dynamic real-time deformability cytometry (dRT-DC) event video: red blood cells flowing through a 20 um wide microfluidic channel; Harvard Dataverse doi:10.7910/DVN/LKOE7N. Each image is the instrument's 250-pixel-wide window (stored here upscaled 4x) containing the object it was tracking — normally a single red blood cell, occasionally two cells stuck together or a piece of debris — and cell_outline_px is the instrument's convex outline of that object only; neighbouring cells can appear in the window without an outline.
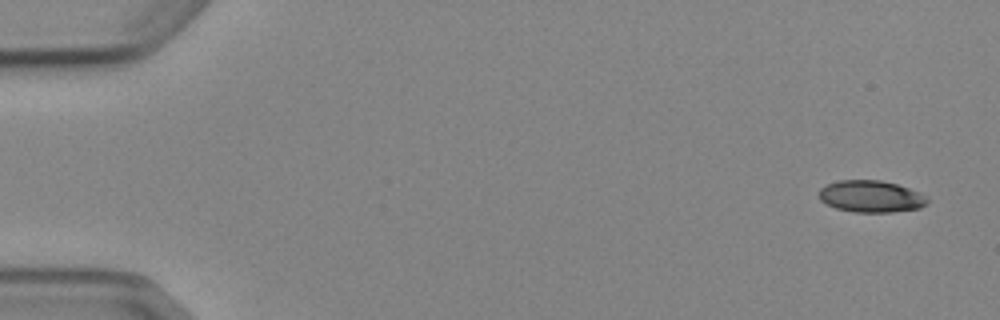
{"species": "Egyptian fruit bat (a non-hibernating species)", "species_latin": "Rousettus aegyptiacus", "temperature_condition": "cold", "stored_images_in_passage": 5, "camera_frame_rate_fps": 3000, "um_per_image_px": 0.085, "animal": {"sex": "female"}, "frame": {"image": 1, "passage_image": 1, "time_ms": 0.0, "image_size_px": [1000, 320], "cell_outline_px": [[928, 204], [920, 208], [892, 212], [852, 212], [836, 208], [820, 200], [820, 188], [828, 184], [840, 180], [880, 180], [896, 184], [920, 192], [928, 196]], "centroid_in_image_um": [74.08, 16.7], "position_along_channel_um": 10.9, "area_um2": 20.11}}
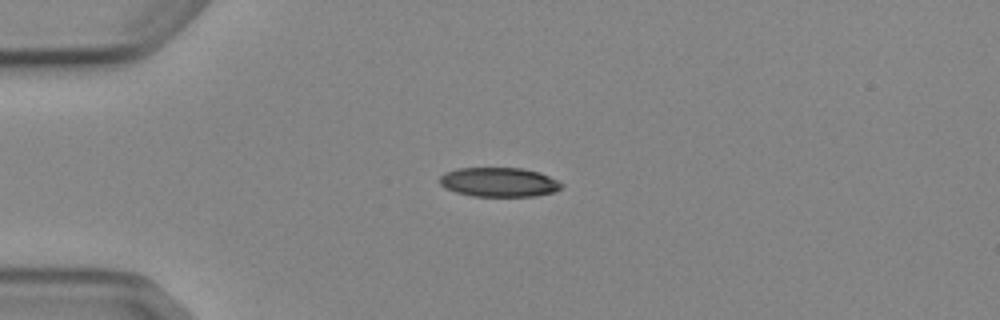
{"frame": {"image": 2, "passage_image": 4, "time_ms": 3.667, "image_size_px": [1000, 320], "cell_outline_px": [[564, 184], [556, 192], [536, 196], [472, 196], [456, 192], [444, 188], [440, 184], [440, 176], [444, 172], [456, 168], [524, 168], [540, 172]], "centroid_in_image_um": [42.41, 15.48], "position_along_channel_um": 42.6, "area_um2": 20.98}}